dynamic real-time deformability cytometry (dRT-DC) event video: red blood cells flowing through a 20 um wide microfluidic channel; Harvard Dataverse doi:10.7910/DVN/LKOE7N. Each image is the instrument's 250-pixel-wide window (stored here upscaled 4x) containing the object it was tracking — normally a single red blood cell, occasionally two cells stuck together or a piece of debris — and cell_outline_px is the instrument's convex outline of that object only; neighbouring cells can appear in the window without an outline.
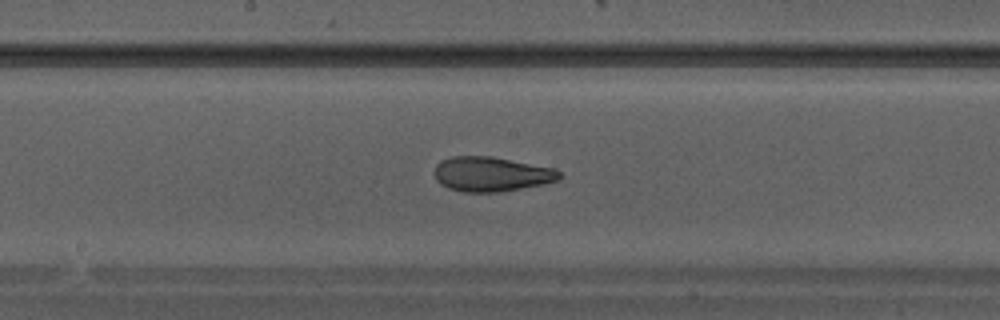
{"species": "Egyptian fruit bat (a non-hibernating species)", "species_latin": "Rousettus aegyptiacus", "temperature_condition": "warm", "stored_images_in_passage": 30, "camera_frame_rate_fps": 3000, "um_per_image_px": 0.085, "animal": {"sex": "male"}, "frame": {"image": 1, "passage_image": 13, "time_ms": 4.0, "image_size_px": [1000, 320], "cell_outline_px": [[560, 180], [544, 184], [500, 192], [464, 192], [448, 188], [440, 184], [436, 180], [432, 172], [436, 164], [440, 160], [452, 156], [492, 156], [556, 168], [560, 172]], "centroid_in_image_um": [41.74, 14.79], "position_along_channel_um": 206.5, "area_um2": 25.66}}